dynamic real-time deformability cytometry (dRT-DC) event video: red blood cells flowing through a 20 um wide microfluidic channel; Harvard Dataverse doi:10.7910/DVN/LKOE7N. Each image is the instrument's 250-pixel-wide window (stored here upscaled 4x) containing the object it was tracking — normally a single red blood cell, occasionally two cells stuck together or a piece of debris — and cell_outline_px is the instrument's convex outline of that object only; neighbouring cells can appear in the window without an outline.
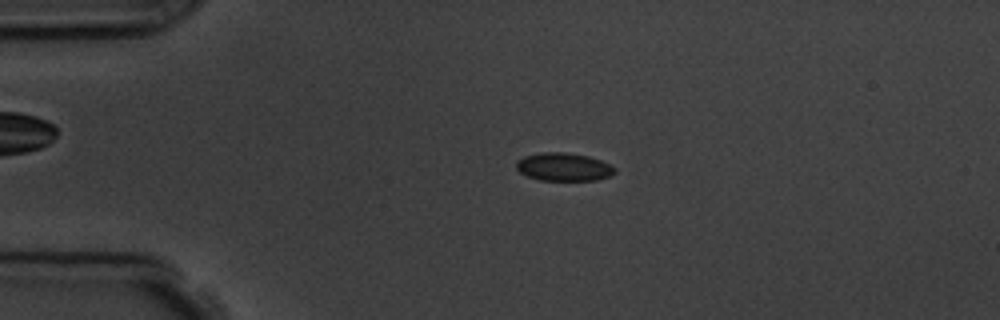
{"species": "common noctule bat (a hibernating species)", "species_latin": "Nyctalus noctula", "temperature_condition": "room temperature", "stored_images_in_passage": 4, "camera_frame_rate_fps": 3000, "um_per_image_px": 0.085, "animal": {"sex": "male", "body_mass_g": 19.5, "forearm_length_mm": 54.6}, "frame": {"image": 1, "passage_image": 3, "time_ms": 2.333, "image_size_px": [1000, 320], "cell_outline_px": [[616, 172], [608, 176], [596, 180], [540, 180], [528, 176], [520, 172], [516, 168], [516, 160], [524, 156], [540, 152], [564, 152], [588, 156], [600, 160], [616, 168]], "centroid_in_image_um": [47.88, 14.18], "position_along_channel_um": 37.1, "area_um2": 16.07}}